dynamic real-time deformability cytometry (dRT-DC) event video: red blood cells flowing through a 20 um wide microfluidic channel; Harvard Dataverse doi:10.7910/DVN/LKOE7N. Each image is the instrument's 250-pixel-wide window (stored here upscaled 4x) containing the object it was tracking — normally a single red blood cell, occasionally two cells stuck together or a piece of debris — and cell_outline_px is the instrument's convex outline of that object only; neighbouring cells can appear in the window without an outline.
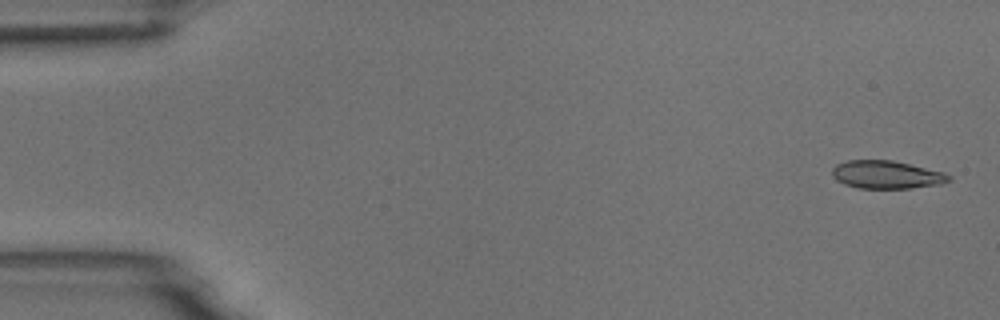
{"species": "common noctule bat (a hibernating species)", "species_latin": "Nyctalus noctula", "temperature_condition": "room temperature", "stored_images_in_passage": 5, "camera_frame_rate_fps": 3000, "um_per_image_px": 0.085, "animal": {"sex": "male", "body_mass_g": 18.8}, "frame": {"image": 1, "passage_image": 1, "time_ms": 0.0, "image_size_px": [1000, 320], "cell_outline_px": [[952, 180], [940, 184], [912, 188], [860, 188], [844, 184], [836, 180], [832, 176], [832, 168], [836, 164], [848, 160], [892, 160], [944, 172], [952, 176]], "centroid_in_image_um": [75.36, 14.84], "position_along_channel_um": 9.6, "area_um2": 19.07}}
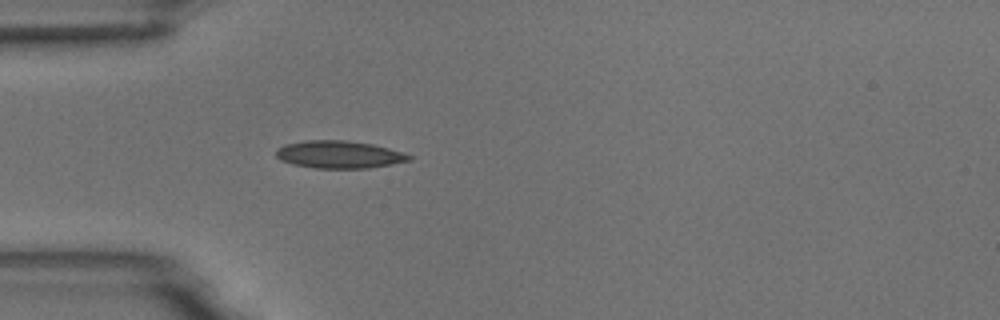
{"frame": {"image": 2, "passage_image": 5, "time_ms": 4.667, "image_size_px": [1000, 320], "cell_outline_px": [[412, 160], [392, 164], [368, 168], [316, 168], [292, 164], [280, 160], [276, 156], [276, 148], [284, 144], [304, 140], [344, 140], [372, 144], [388, 148], [412, 156]], "centroid_in_image_um": [28.78, 13.13], "position_along_channel_um": 56.2, "area_um2": 21.33}}